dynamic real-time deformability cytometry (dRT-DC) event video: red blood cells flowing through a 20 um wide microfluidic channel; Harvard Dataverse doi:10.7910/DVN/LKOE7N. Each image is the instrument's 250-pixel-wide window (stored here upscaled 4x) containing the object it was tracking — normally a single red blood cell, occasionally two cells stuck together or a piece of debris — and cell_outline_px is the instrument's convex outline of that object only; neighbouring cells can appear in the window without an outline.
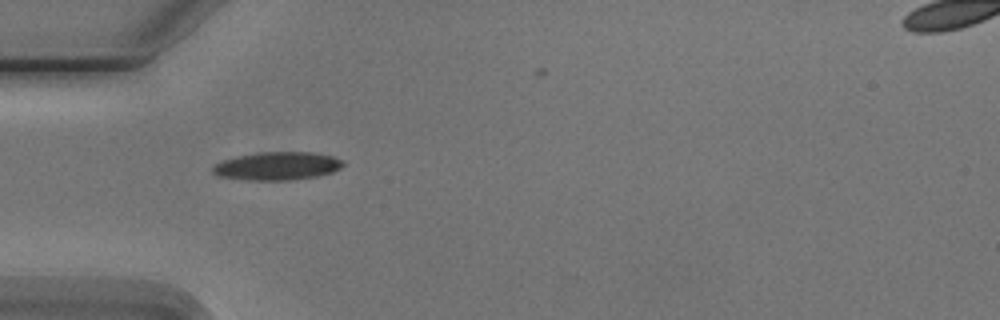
{"species": "Egyptian fruit bat (a non-hibernating species)", "species_latin": "Rousettus aegyptiacus", "temperature_condition": "cold", "stored_images_in_passage": 3, "camera_frame_rate_fps": 3000, "um_per_image_px": 0.085, "animal": {"sex": "male"}, "frame": {"image": 1, "passage_image": 2, "time_ms": 1.0, "image_size_px": [1000, 320], "cell_outline_px": [[344, 164], [340, 168], [332, 172], [316, 176], [288, 180], [248, 180], [216, 176], [212, 172], [212, 164], [236, 156], [260, 152], [316, 152], [332, 156], [344, 160]], "centroid_in_image_um": [23.54, 14.1], "position_along_channel_um": 61.5, "area_um2": 21.5}}
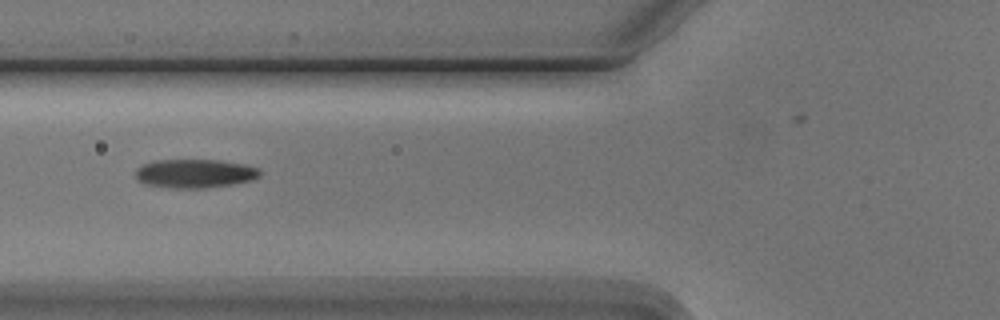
{"frame": {"image": 2, "passage_image": 3, "time_ms": 2.333, "image_size_px": [1000, 320], "cell_outline_px": [[260, 176], [252, 180], [232, 184], [204, 188], [172, 188], [148, 184], [136, 180], [136, 168], [140, 164], [152, 160], [220, 160], [244, 164], [260, 168]], "centroid_in_image_um": [16.55, 14.73], "position_along_channel_um": 109.3, "area_um2": 20.98}}